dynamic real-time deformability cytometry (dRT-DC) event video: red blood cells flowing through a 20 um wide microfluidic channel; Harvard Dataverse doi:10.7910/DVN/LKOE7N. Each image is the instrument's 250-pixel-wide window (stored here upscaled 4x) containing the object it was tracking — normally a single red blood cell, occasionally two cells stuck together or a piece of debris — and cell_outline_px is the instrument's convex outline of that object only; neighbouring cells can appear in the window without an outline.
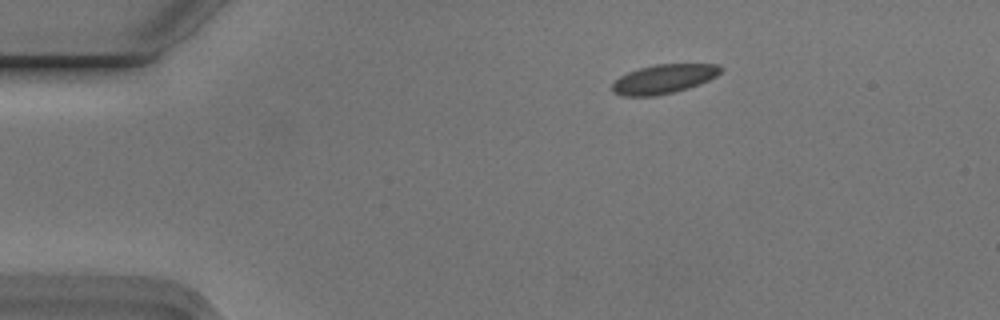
{"species": "Egyptian fruit bat (a non-hibernating species)", "species_latin": "Rousettus aegyptiacus", "temperature_condition": "cold", "stored_images_in_passage": 4, "segment_of_instrument_passage": [1, 2], "camera_frame_rate_fps": 3000, "um_per_image_px": 0.085, "animal": {"sex": "male"}, "frame": {"image": 1, "passage_image": 1, "time_ms": 0.0, "image_size_px": [1000, 320], "cell_outline_px": [[724, 68], [716, 76], [700, 84], [688, 88], [656, 96], [620, 96], [612, 92], [612, 84], [620, 76], [628, 72], [640, 68], [656, 64], [720, 64]], "centroid_in_image_um": [56.42, 6.71], "position_along_channel_um": 28.6, "area_um2": 18.44}}